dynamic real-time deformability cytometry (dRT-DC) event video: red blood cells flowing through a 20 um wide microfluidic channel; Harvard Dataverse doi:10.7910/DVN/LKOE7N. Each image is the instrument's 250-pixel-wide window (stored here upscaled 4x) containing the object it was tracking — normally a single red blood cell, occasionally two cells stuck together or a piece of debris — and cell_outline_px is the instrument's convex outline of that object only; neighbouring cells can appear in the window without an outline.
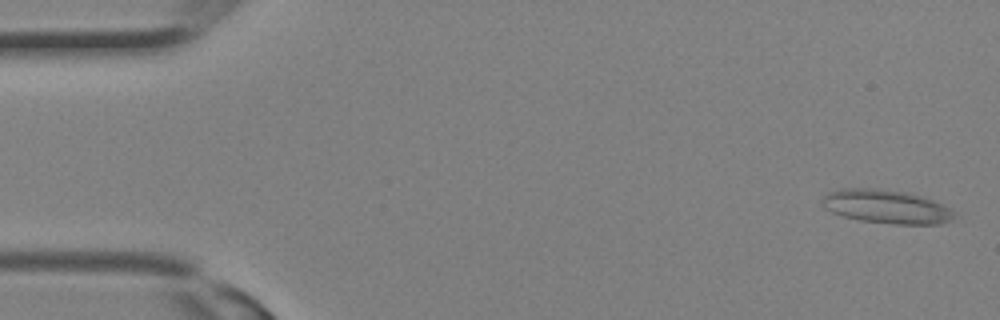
{"species": "Egyptian fruit bat (a non-hibernating species)", "species_latin": "Rousettus aegyptiacus", "temperature_condition": "room temperature", "stored_images_in_passage": 15, "camera_frame_rate_fps": 3000, "um_per_image_px": 0.085, "animal": {"sex": "female"}, "frame": {"image": 1, "passage_image": 1, "time_ms": 0.0, "image_size_px": [1000, 320], "cell_outline_px": [[956, 212], [948, 220], [940, 224], [896, 224], [860, 220], [844, 216], [832, 212], [824, 208], [820, 204], [820, 200], [828, 192], [840, 188], [880, 188], [904, 192], [920, 196], [932, 200]], "centroid_in_image_um": [75.25, 17.55], "position_along_channel_um": 9.7, "area_um2": 25.72}}
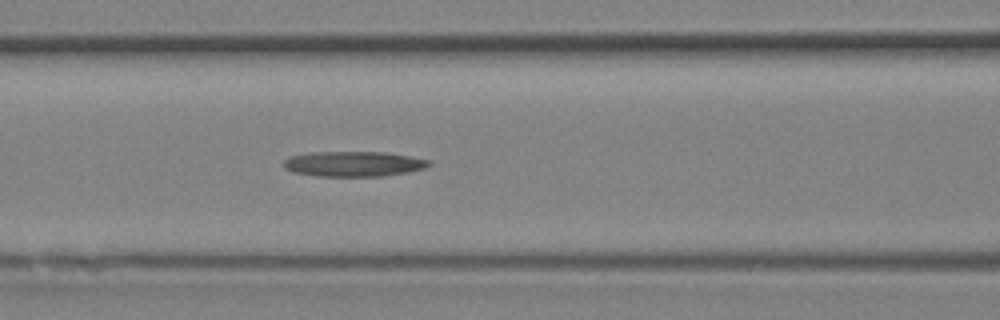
{"frame": {"image": 2, "passage_image": 13, "time_ms": 4.0, "image_size_px": [1000, 320], "cell_outline_px": [[432, 164], [424, 168], [408, 172], [384, 176], [320, 176], [292, 172], [284, 168], [284, 160], [288, 156], [308, 152], [388, 152], [412, 156], [432, 160]], "centroid_in_image_um": [30.08, 13.92], "position_along_channel_um": 136.5, "area_um2": 21.62}}
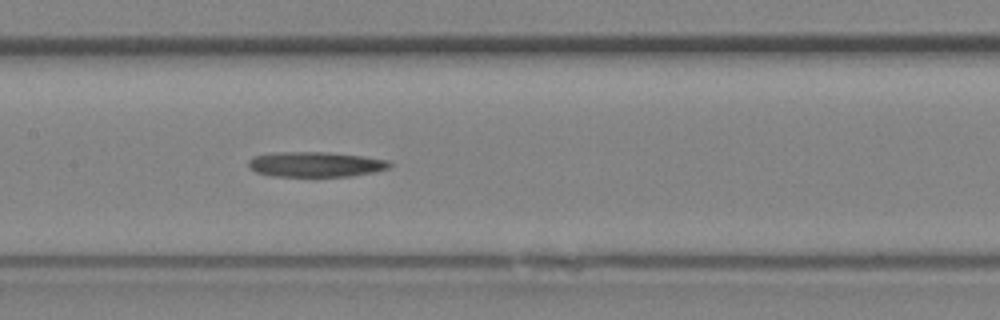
{"frame": {"image": 3, "passage_image": 15, "time_ms": 4.667, "image_size_px": [1000, 320], "cell_outline_px": [[392, 164], [388, 168], [372, 172], [352, 176], [272, 176], [256, 172], [248, 168], [248, 160], [256, 156], [280, 152], [328, 152], [364, 156], [388, 160]], "centroid_in_image_um": [26.82, 13.97], "position_along_channel_um": 180.6, "area_um2": 20.58}}